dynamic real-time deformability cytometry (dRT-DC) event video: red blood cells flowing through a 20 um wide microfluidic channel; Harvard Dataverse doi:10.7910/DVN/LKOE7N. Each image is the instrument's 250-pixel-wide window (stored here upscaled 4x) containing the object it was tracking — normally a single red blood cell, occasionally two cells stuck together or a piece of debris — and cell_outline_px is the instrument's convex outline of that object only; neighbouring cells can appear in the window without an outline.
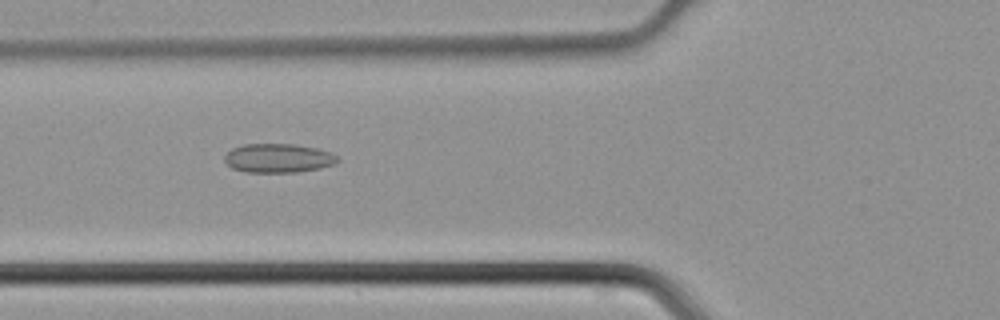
{"species": "common noctule bat (a hibernating species)", "species_latin": "Nyctalus noctula", "temperature_condition": "cold", "stored_images_in_passage": 41, "camera_frame_rate_fps": 3000, "um_per_image_px": 0.085, "animal": {"sex": "male", "body_mass_g": 21.5, "forearm_length_mm": 52.0}, "frame": {"image": 1, "passage_image": 13, "time_ms": 4.0, "image_size_px": [1000, 320], "cell_outline_px": [[340, 160], [332, 164], [320, 168], [296, 172], [244, 172], [232, 168], [224, 160], [224, 156], [232, 148], [244, 144], [296, 144], [316, 148], [332, 152]], "centroid_in_image_um": [23.64, 13.44], "position_along_channel_um": 102.2, "area_um2": 19.07}}
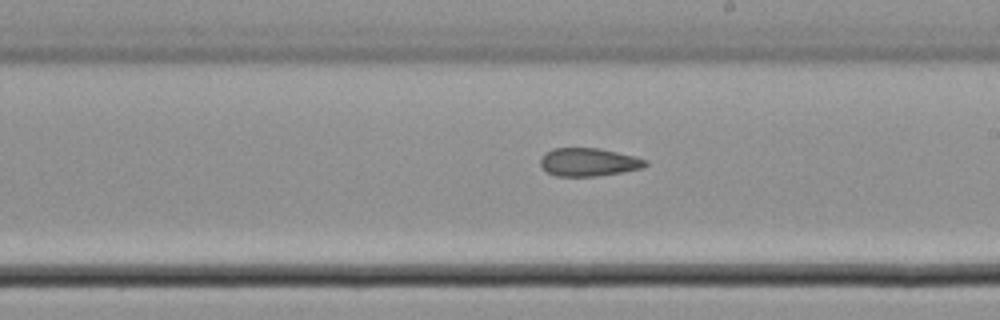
{"frame": {"image": 2, "passage_image": 22, "time_ms": 7.0, "image_size_px": [1000, 320], "cell_outline_px": [[648, 164], [644, 168], [596, 176], [556, 176], [548, 172], [540, 164], [540, 156], [544, 152], [552, 148], [600, 148], [648, 160]], "centroid_in_image_um": [50.0, 13.77], "position_along_channel_um": 239.0, "area_um2": 17.22}}
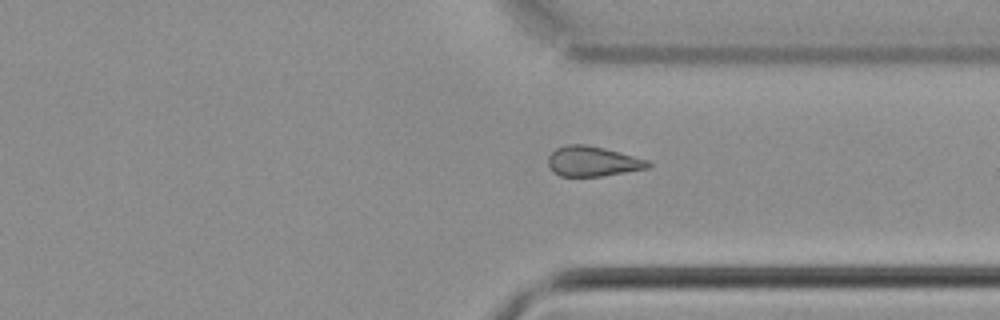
{"frame": {"image": 3, "passage_image": 30, "time_ms": 9.667, "image_size_px": [1000, 320], "cell_outline_px": [[652, 164], [648, 168], [600, 176], [560, 176], [552, 172], [548, 164], [548, 156], [556, 148], [568, 144], [588, 144], [604, 148], [648, 160]], "centroid_in_image_um": [50.34, 13.71], "position_along_channel_um": 361.1, "area_um2": 17.46}}